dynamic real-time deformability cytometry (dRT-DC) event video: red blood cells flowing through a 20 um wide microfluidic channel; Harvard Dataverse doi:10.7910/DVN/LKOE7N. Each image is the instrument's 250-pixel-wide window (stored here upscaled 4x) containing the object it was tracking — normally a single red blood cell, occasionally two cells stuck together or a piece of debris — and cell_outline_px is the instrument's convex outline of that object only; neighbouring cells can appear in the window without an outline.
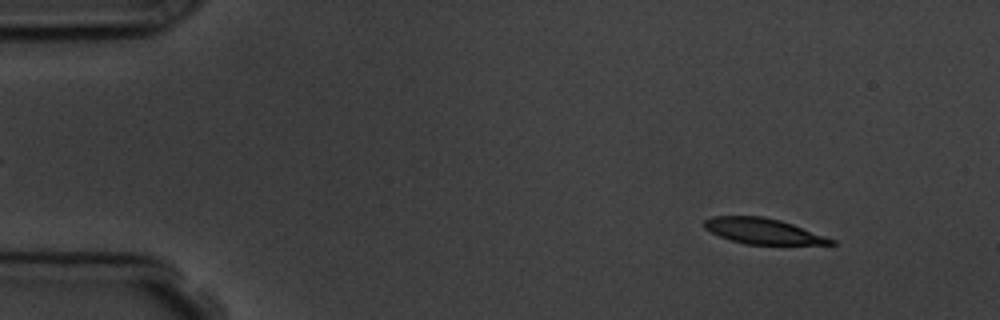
{"species": "common noctule bat (a hibernating species)", "species_latin": "Nyctalus noctula", "temperature_condition": "room temperature", "stored_images_in_passage": 56, "camera_frame_rate_fps": 3000, "um_per_image_px": 0.085, "animal": {"sex": "male", "body_mass_g": 19.5, "forearm_length_mm": 54.6}, "frame": {"image": 1, "passage_image": 6, "time_ms": 1.667, "image_size_px": [1000, 320], "cell_outline_px": [[836, 244], [744, 244], [720, 236], [704, 228], [704, 220], [712, 216], [764, 216], [780, 220], [792, 224], [836, 240]], "centroid_in_image_um": [64.84, 19.63], "position_along_channel_um": 20.2, "area_um2": 18.67}}
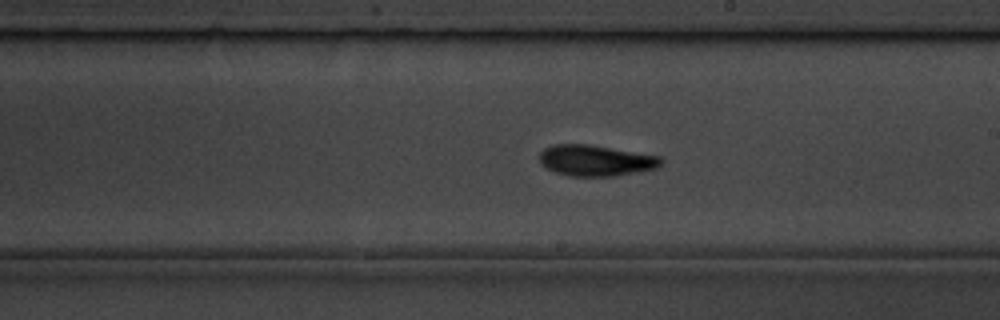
{"frame": {"image": 2, "passage_image": 32, "time_ms": 10.333, "image_size_px": [1000, 320], "cell_outline_px": [[664, 160], [656, 168], [616, 176], [568, 176], [556, 172], [540, 164], [540, 152], [544, 148], [552, 144], [588, 144], [660, 156]], "centroid_in_image_um": [50.62, 13.64], "position_along_channel_um": 238.4, "area_um2": 21.91}}
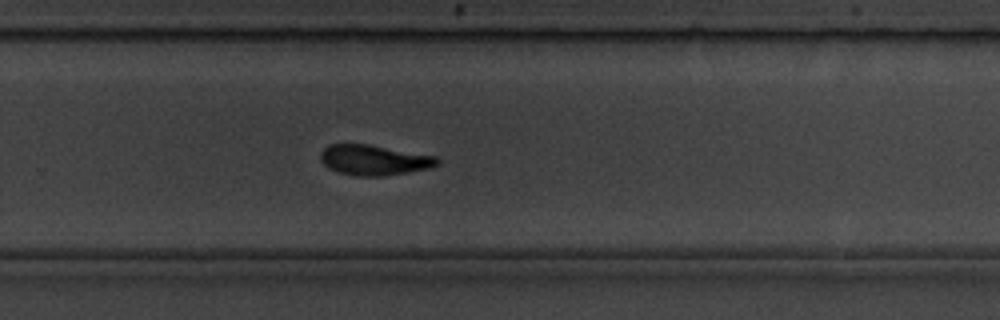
{"frame": {"image": 3, "passage_image": 37, "time_ms": 12.0, "image_size_px": [1000, 320], "cell_outline_px": [[440, 160], [436, 164], [428, 168], [408, 172], [384, 176], [356, 176], [340, 172], [328, 168], [320, 160], [320, 152], [328, 144], [368, 144], [436, 156]], "centroid_in_image_um": [31.75, 13.6], "position_along_channel_um": 298.0, "area_um2": 20.52}, "authors_computed_cell_mechanics": {"area_um2": 21.0681, "velocity_mm_per_s": 3.5872, "shape_relaxation_time_tau1_ms": 4.628, "shape_relaxation_time_tau2_ms": 2.5767, "deformation_change_tau1": 0.1662, "deformation_change_tau2": 0.0971}}